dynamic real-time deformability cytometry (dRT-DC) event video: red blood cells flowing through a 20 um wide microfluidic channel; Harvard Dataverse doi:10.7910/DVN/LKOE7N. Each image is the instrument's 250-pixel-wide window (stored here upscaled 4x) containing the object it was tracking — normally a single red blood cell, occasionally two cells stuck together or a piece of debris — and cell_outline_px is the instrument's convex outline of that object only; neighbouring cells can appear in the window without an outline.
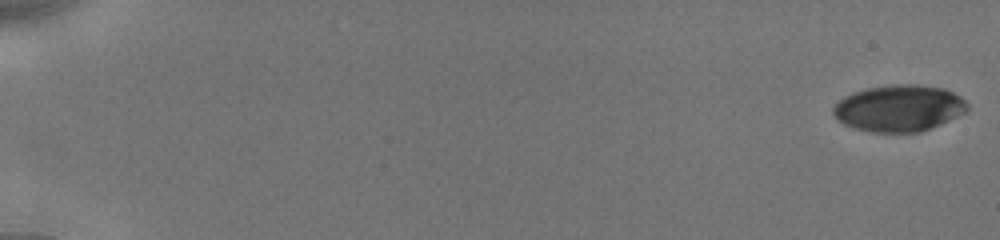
{"species": "human", "species_latin": "Homo sapiens", "temperature_condition": "cold", "stored_images_in_passage": 16, "camera_frame_rate_fps": 3000, "um_per_image_px": 0.085, "donor": {"sex": "male"}, "frame": {"image": 1, "passage_image": 1, "time_ms": 0.0, "image_size_px": [1000, 240], "cell_outline_px": [[968, 108], [964, 112], [940, 124], [920, 132], [872, 132], [856, 128], [844, 124], [836, 120], [832, 112], [832, 108], [844, 96], [852, 92], [868, 88], [896, 84], [916, 84], [944, 88], [960, 96], [968, 104]], "centroid_in_image_um": [76.39, 9.19], "position_along_channel_um": 8.6, "area_um2": 36.24}}
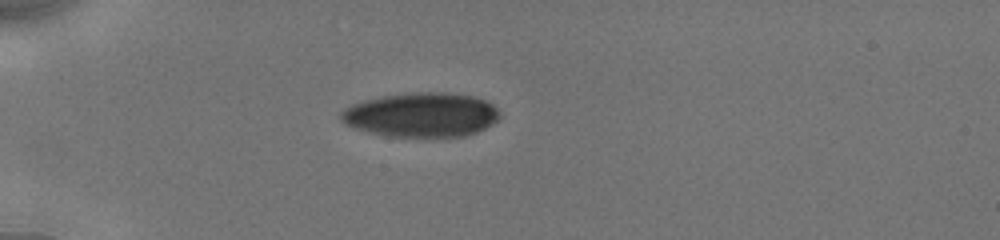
{"frame": {"image": 2, "passage_image": 12, "time_ms": 5.333, "image_size_px": [1000, 240], "cell_outline_px": [[500, 120], [476, 132], [464, 136], [388, 136], [368, 132], [344, 124], [340, 120], [340, 112], [344, 108], [352, 104], [364, 100], [380, 96], [416, 92], [444, 92], [472, 96], [484, 100], [492, 104], [500, 112]], "centroid_in_image_um": [35.8, 9.75], "position_along_channel_um": 49.2, "area_um2": 41.04}}
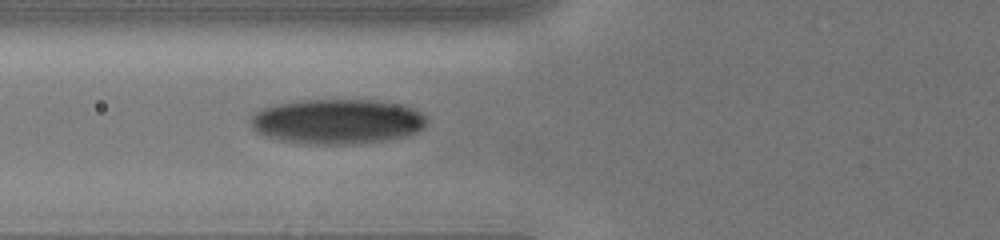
{"frame": {"image": 3, "passage_image": 16, "time_ms": 7.333, "image_size_px": [1000, 240], "cell_outline_px": [[428, 120], [424, 128], [416, 132], [404, 136], [388, 140], [352, 144], [304, 144], [280, 140], [256, 132], [252, 128], [248, 120], [252, 112], [260, 108], [276, 104], [300, 100], [372, 100], [400, 104], [412, 108], [420, 112]], "centroid_in_image_um": [28.61, 10.32], "position_along_channel_um": 97.2, "area_um2": 46.53}}